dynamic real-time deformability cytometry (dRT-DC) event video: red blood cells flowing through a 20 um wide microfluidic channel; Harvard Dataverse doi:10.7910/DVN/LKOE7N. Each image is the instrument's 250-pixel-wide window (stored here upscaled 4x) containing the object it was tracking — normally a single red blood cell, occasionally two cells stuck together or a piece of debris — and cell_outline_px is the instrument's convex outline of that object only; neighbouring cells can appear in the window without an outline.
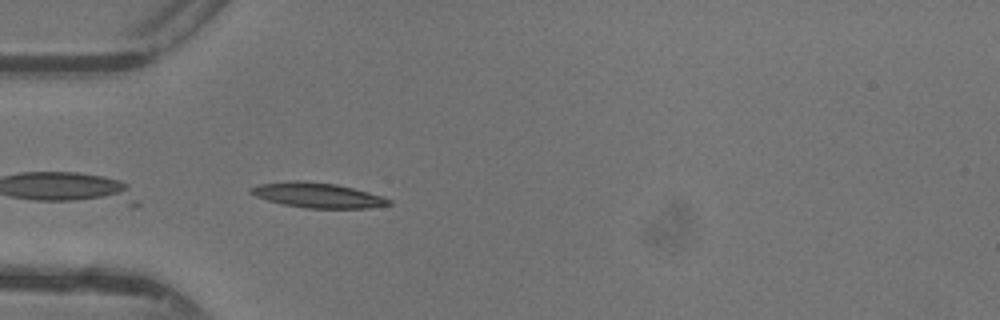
{"species": "common noctule bat (a hibernating species)", "species_latin": "Nyctalus noctula", "temperature_condition": "warm", "stored_images_in_passage": 4, "camera_frame_rate_fps": 3000, "um_per_image_px": 0.085, "animal": {"sex": "female"}, "frame": {"image": 1, "passage_image": 1, "time_ms": 0.0, "image_size_px": [1000, 320], "cell_outline_px": [[392, 204], [368, 208], [308, 208], [280, 204], [256, 196], [248, 192], [248, 188], [256, 184], [292, 180], [300, 180], [336, 184], [368, 192], [392, 200]], "centroid_in_image_um": [26.93, 16.58], "position_along_channel_um": 58.1, "area_um2": 20.17}}